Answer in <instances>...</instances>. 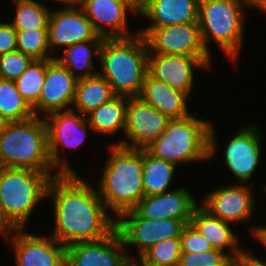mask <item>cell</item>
<instances>
[{
  "instance_id": "6da1fadb",
  "label": "cell",
  "mask_w": 266,
  "mask_h": 266,
  "mask_svg": "<svg viewBox=\"0 0 266 266\" xmlns=\"http://www.w3.org/2000/svg\"><path fill=\"white\" fill-rule=\"evenodd\" d=\"M48 197L52 200L55 225L50 236L65 247L100 240L116 227V219L108 214L97 187L78 173L52 177Z\"/></svg>"
},
{
  "instance_id": "7a4b0ae2",
  "label": "cell",
  "mask_w": 266,
  "mask_h": 266,
  "mask_svg": "<svg viewBox=\"0 0 266 266\" xmlns=\"http://www.w3.org/2000/svg\"><path fill=\"white\" fill-rule=\"evenodd\" d=\"M108 147L97 191L106 209L117 219L122 213L133 210L144 197L143 148L112 144Z\"/></svg>"
},
{
  "instance_id": "3957f363",
  "label": "cell",
  "mask_w": 266,
  "mask_h": 266,
  "mask_svg": "<svg viewBox=\"0 0 266 266\" xmlns=\"http://www.w3.org/2000/svg\"><path fill=\"white\" fill-rule=\"evenodd\" d=\"M192 113L181 119H171L146 149L155 157L175 166L211 160L218 149L212 121Z\"/></svg>"
},
{
  "instance_id": "277c9868",
  "label": "cell",
  "mask_w": 266,
  "mask_h": 266,
  "mask_svg": "<svg viewBox=\"0 0 266 266\" xmlns=\"http://www.w3.org/2000/svg\"><path fill=\"white\" fill-rule=\"evenodd\" d=\"M148 45L139 32L130 37L106 38L99 52L98 73L117 96L139 97L147 74Z\"/></svg>"
},
{
  "instance_id": "5b68a950",
  "label": "cell",
  "mask_w": 266,
  "mask_h": 266,
  "mask_svg": "<svg viewBox=\"0 0 266 266\" xmlns=\"http://www.w3.org/2000/svg\"><path fill=\"white\" fill-rule=\"evenodd\" d=\"M58 174L0 167V224L5 230L27 228L30 215L47 197L51 178Z\"/></svg>"
},
{
  "instance_id": "8992f818",
  "label": "cell",
  "mask_w": 266,
  "mask_h": 266,
  "mask_svg": "<svg viewBox=\"0 0 266 266\" xmlns=\"http://www.w3.org/2000/svg\"><path fill=\"white\" fill-rule=\"evenodd\" d=\"M0 167L58 173L50 162L44 117L6 123L0 134Z\"/></svg>"
},
{
  "instance_id": "52a82bcc",
  "label": "cell",
  "mask_w": 266,
  "mask_h": 266,
  "mask_svg": "<svg viewBox=\"0 0 266 266\" xmlns=\"http://www.w3.org/2000/svg\"><path fill=\"white\" fill-rule=\"evenodd\" d=\"M245 10L241 0H199V28L210 53L209 43L213 40L229 60L236 61L244 42Z\"/></svg>"
},
{
  "instance_id": "ba28073f",
  "label": "cell",
  "mask_w": 266,
  "mask_h": 266,
  "mask_svg": "<svg viewBox=\"0 0 266 266\" xmlns=\"http://www.w3.org/2000/svg\"><path fill=\"white\" fill-rule=\"evenodd\" d=\"M48 132L50 162L59 174H77L72 166L61 156L64 149L78 148L85 141L92 127L86 116L73 110L56 111L44 117Z\"/></svg>"
},
{
  "instance_id": "9c48e42d",
  "label": "cell",
  "mask_w": 266,
  "mask_h": 266,
  "mask_svg": "<svg viewBox=\"0 0 266 266\" xmlns=\"http://www.w3.org/2000/svg\"><path fill=\"white\" fill-rule=\"evenodd\" d=\"M138 32L145 37L152 54H178L196 58L212 56L203 43L198 22L144 27Z\"/></svg>"
},
{
  "instance_id": "30bf717a",
  "label": "cell",
  "mask_w": 266,
  "mask_h": 266,
  "mask_svg": "<svg viewBox=\"0 0 266 266\" xmlns=\"http://www.w3.org/2000/svg\"><path fill=\"white\" fill-rule=\"evenodd\" d=\"M185 225L177 219L141 218L134 210H130L116 219L115 228L121 235L126 251L134 246L140 257L151 246L172 237H180Z\"/></svg>"
},
{
  "instance_id": "8fae6325",
  "label": "cell",
  "mask_w": 266,
  "mask_h": 266,
  "mask_svg": "<svg viewBox=\"0 0 266 266\" xmlns=\"http://www.w3.org/2000/svg\"><path fill=\"white\" fill-rule=\"evenodd\" d=\"M4 238L11 239L15 266H66V247L50 235L30 234L26 228H14L6 230Z\"/></svg>"
},
{
  "instance_id": "7c38bea8",
  "label": "cell",
  "mask_w": 266,
  "mask_h": 266,
  "mask_svg": "<svg viewBox=\"0 0 266 266\" xmlns=\"http://www.w3.org/2000/svg\"><path fill=\"white\" fill-rule=\"evenodd\" d=\"M171 119L153 108L140 97H129L126 108L124 136L117 143L127 148L141 149L149 146Z\"/></svg>"
},
{
  "instance_id": "4fadbf2b",
  "label": "cell",
  "mask_w": 266,
  "mask_h": 266,
  "mask_svg": "<svg viewBox=\"0 0 266 266\" xmlns=\"http://www.w3.org/2000/svg\"><path fill=\"white\" fill-rule=\"evenodd\" d=\"M136 257L126 251L121 235L115 228L108 236L96 241L77 242L66 246V266H131Z\"/></svg>"
},
{
  "instance_id": "5bb4252c",
  "label": "cell",
  "mask_w": 266,
  "mask_h": 266,
  "mask_svg": "<svg viewBox=\"0 0 266 266\" xmlns=\"http://www.w3.org/2000/svg\"><path fill=\"white\" fill-rule=\"evenodd\" d=\"M254 184H229L205 195L200 204L213 216L230 222L236 226L238 223L253 219L255 209Z\"/></svg>"
},
{
  "instance_id": "9a60e30c",
  "label": "cell",
  "mask_w": 266,
  "mask_h": 266,
  "mask_svg": "<svg viewBox=\"0 0 266 266\" xmlns=\"http://www.w3.org/2000/svg\"><path fill=\"white\" fill-rule=\"evenodd\" d=\"M258 128L256 123L240 126L222 154L227 169L243 184L250 183L262 156V132Z\"/></svg>"
},
{
  "instance_id": "2e32d148",
  "label": "cell",
  "mask_w": 266,
  "mask_h": 266,
  "mask_svg": "<svg viewBox=\"0 0 266 266\" xmlns=\"http://www.w3.org/2000/svg\"><path fill=\"white\" fill-rule=\"evenodd\" d=\"M212 58H196L185 55L148 53L147 74L191 96L194 87V69H211Z\"/></svg>"
},
{
  "instance_id": "e0dca14e",
  "label": "cell",
  "mask_w": 266,
  "mask_h": 266,
  "mask_svg": "<svg viewBox=\"0 0 266 266\" xmlns=\"http://www.w3.org/2000/svg\"><path fill=\"white\" fill-rule=\"evenodd\" d=\"M48 44L52 49H63L75 43L103 38L97 34L81 6H64L51 10L48 21Z\"/></svg>"
},
{
  "instance_id": "ac0fdd59",
  "label": "cell",
  "mask_w": 266,
  "mask_h": 266,
  "mask_svg": "<svg viewBox=\"0 0 266 266\" xmlns=\"http://www.w3.org/2000/svg\"><path fill=\"white\" fill-rule=\"evenodd\" d=\"M77 82L57 59H47L43 88L38 103L32 108L34 116L45 117L52 112L70 110Z\"/></svg>"
},
{
  "instance_id": "d6986e66",
  "label": "cell",
  "mask_w": 266,
  "mask_h": 266,
  "mask_svg": "<svg viewBox=\"0 0 266 266\" xmlns=\"http://www.w3.org/2000/svg\"><path fill=\"white\" fill-rule=\"evenodd\" d=\"M97 34L106 38H124L135 34L130 32L127 16H138V12L124 0H86L81 6ZM134 32V34H133Z\"/></svg>"
},
{
  "instance_id": "ffe728a7",
  "label": "cell",
  "mask_w": 266,
  "mask_h": 266,
  "mask_svg": "<svg viewBox=\"0 0 266 266\" xmlns=\"http://www.w3.org/2000/svg\"><path fill=\"white\" fill-rule=\"evenodd\" d=\"M179 187L158 195L144 196L133 210L141 218L177 219L189 224L199 204L187 188Z\"/></svg>"
},
{
  "instance_id": "44dd1931",
  "label": "cell",
  "mask_w": 266,
  "mask_h": 266,
  "mask_svg": "<svg viewBox=\"0 0 266 266\" xmlns=\"http://www.w3.org/2000/svg\"><path fill=\"white\" fill-rule=\"evenodd\" d=\"M190 223L213 248L227 252L235 261L246 250L239 245L240 240L231 228L234 224L213 216L200 204L194 209Z\"/></svg>"
},
{
  "instance_id": "7402d4cb",
  "label": "cell",
  "mask_w": 266,
  "mask_h": 266,
  "mask_svg": "<svg viewBox=\"0 0 266 266\" xmlns=\"http://www.w3.org/2000/svg\"><path fill=\"white\" fill-rule=\"evenodd\" d=\"M199 0H146L138 13L150 23L147 27H162L198 22Z\"/></svg>"
},
{
  "instance_id": "603a6c76",
  "label": "cell",
  "mask_w": 266,
  "mask_h": 266,
  "mask_svg": "<svg viewBox=\"0 0 266 266\" xmlns=\"http://www.w3.org/2000/svg\"><path fill=\"white\" fill-rule=\"evenodd\" d=\"M139 97L170 119H181L191 115L187 106L189 96L168 84L146 74Z\"/></svg>"
},
{
  "instance_id": "cb8c5ba5",
  "label": "cell",
  "mask_w": 266,
  "mask_h": 266,
  "mask_svg": "<svg viewBox=\"0 0 266 266\" xmlns=\"http://www.w3.org/2000/svg\"><path fill=\"white\" fill-rule=\"evenodd\" d=\"M104 38L75 43L64 48L61 56L57 59L77 79H84L98 73L95 70L92 57L99 59V52Z\"/></svg>"
},
{
  "instance_id": "d4e9b609",
  "label": "cell",
  "mask_w": 266,
  "mask_h": 266,
  "mask_svg": "<svg viewBox=\"0 0 266 266\" xmlns=\"http://www.w3.org/2000/svg\"><path fill=\"white\" fill-rule=\"evenodd\" d=\"M128 98L116 95L110 101L88 113L86 118L93 133L109 137L120 131L124 134Z\"/></svg>"
},
{
  "instance_id": "484cf974",
  "label": "cell",
  "mask_w": 266,
  "mask_h": 266,
  "mask_svg": "<svg viewBox=\"0 0 266 266\" xmlns=\"http://www.w3.org/2000/svg\"><path fill=\"white\" fill-rule=\"evenodd\" d=\"M115 96L109 82L97 73L78 80L71 110L86 116Z\"/></svg>"
},
{
  "instance_id": "4316f807",
  "label": "cell",
  "mask_w": 266,
  "mask_h": 266,
  "mask_svg": "<svg viewBox=\"0 0 266 266\" xmlns=\"http://www.w3.org/2000/svg\"><path fill=\"white\" fill-rule=\"evenodd\" d=\"M177 166L155 157L143 148V188L144 196H152L169 191L176 175Z\"/></svg>"
},
{
  "instance_id": "83f0119b",
  "label": "cell",
  "mask_w": 266,
  "mask_h": 266,
  "mask_svg": "<svg viewBox=\"0 0 266 266\" xmlns=\"http://www.w3.org/2000/svg\"><path fill=\"white\" fill-rule=\"evenodd\" d=\"M0 116L7 122L24 121L34 116L13 80L0 78Z\"/></svg>"
},
{
  "instance_id": "f1b7e54d",
  "label": "cell",
  "mask_w": 266,
  "mask_h": 266,
  "mask_svg": "<svg viewBox=\"0 0 266 266\" xmlns=\"http://www.w3.org/2000/svg\"><path fill=\"white\" fill-rule=\"evenodd\" d=\"M15 8L13 21L9 22L15 30L47 28L51 10L37 0H12Z\"/></svg>"
},
{
  "instance_id": "f546056e",
  "label": "cell",
  "mask_w": 266,
  "mask_h": 266,
  "mask_svg": "<svg viewBox=\"0 0 266 266\" xmlns=\"http://www.w3.org/2000/svg\"><path fill=\"white\" fill-rule=\"evenodd\" d=\"M181 253V237H172L151 246L131 265L178 266Z\"/></svg>"
},
{
  "instance_id": "4dcf8cb0",
  "label": "cell",
  "mask_w": 266,
  "mask_h": 266,
  "mask_svg": "<svg viewBox=\"0 0 266 266\" xmlns=\"http://www.w3.org/2000/svg\"><path fill=\"white\" fill-rule=\"evenodd\" d=\"M46 76V60H33L15 81L19 93L33 108L39 101Z\"/></svg>"
},
{
  "instance_id": "1f68e13d",
  "label": "cell",
  "mask_w": 266,
  "mask_h": 266,
  "mask_svg": "<svg viewBox=\"0 0 266 266\" xmlns=\"http://www.w3.org/2000/svg\"><path fill=\"white\" fill-rule=\"evenodd\" d=\"M17 50L30 56L33 60H47L55 58L50 55L48 44V28L30 30H16Z\"/></svg>"
},
{
  "instance_id": "d6a6232c",
  "label": "cell",
  "mask_w": 266,
  "mask_h": 266,
  "mask_svg": "<svg viewBox=\"0 0 266 266\" xmlns=\"http://www.w3.org/2000/svg\"><path fill=\"white\" fill-rule=\"evenodd\" d=\"M235 260L222 250L213 248L202 253H181L178 266H231Z\"/></svg>"
},
{
  "instance_id": "836d02e7",
  "label": "cell",
  "mask_w": 266,
  "mask_h": 266,
  "mask_svg": "<svg viewBox=\"0 0 266 266\" xmlns=\"http://www.w3.org/2000/svg\"><path fill=\"white\" fill-rule=\"evenodd\" d=\"M32 61L30 56L18 50L0 55V78L16 80L25 72Z\"/></svg>"
},
{
  "instance_id": "e575fe53",
  "label": "cell",
  "mask_w": 266,
  "mask_h": 266,
  "mask_svg": "<svg viewBox=\"0 0 266 266\" xmlns=\"http://www.w3.org/2000/svg\"><path fill=\"white\" fill-rule=\"evenodd\" d=\"M180 237L182 253H202L213 249L191 223L184 226Z\"/></svg>"
},
{
  "instance_id": "d590c367",
  "label": "cell",
  "mask_w": 266,
  "mask_h": 266,
  "mask_svg": "<svg viewBox=\"0 0 266 266\" xmlns=\"http://www.w3.org/2000/svg\"><path fill=\"white\" fill-rule=\"evenodd\" d=\"M17 50L16 30L9 22H0V55Z\"/></svg>"
},
{
  "instance_id": "8d00e7d4",
  "label": "cell",
  "mask_w": 266,
  "mask_h": 266,
  "mask_svg": "<svg viewBox=\"0 0 266 266\" xmlns=\"http://www.w3.org/2000/svg\"><path fill=\"white\" fill-rule=\"evenodd\" d=\"M252 253V251L245 250L235 262L239 266H266V261H262V259L254 255L255 253Z\"/></svg>"
},
{
  "instance_id": "74e56055",
  "label": "cell",
  "mask_w": 266,
  "mask_h": 266,
  "mask_svg": "<svg viewBox=\"0 0 266 266\" xmlns=\"http://www.w3.org/2000/svg\"><path fill=\"white\" fill-rule=\"evenodd\" d=\"M246 9H260L266 13V0H241Z\"/></svg>"
},
{
  "instance_id": "f35d334b",
  "label": "cell",
  "mask_w": 266,
  "mask_h": 266,
  "mask_svg": "<svg viewBox=\"0 0 266 266\" xmlns=\"http://www.w3.org/2000/svg\"><path fill=\"white\" fill-rule=\"evenodd\" d=\"M130 4L138 13L142 10L146 0H124Z\"/></svg>"
},
{
  "instance_id": "ab89813d",
  "label": "cell",
  "mask_w": 266,
  "mask_h": 266,
  "mask_svg": "<svg viewBox=\"0 0 266 266\" xmlns=\"http://www.w3.org/2000/svg\"><path fill=\"white\" fill-rule=\"evenodd\" d=\"M58 1L60 4H65V6H82L86 0H54Z\"/></svg>"
},
{
  "instance_id": "60d3db41",
  "label": "cell",
  "mask_w": 266,
  "mask_h": 266,
  "mask_svg": "<svg viewBox=\"0 0 266 266\" xmlns=\"http://www.w3.org/2000/svg\"><path fill=\"white\" fill-rule=\"evenodd\" d=\"M265 191H266V187H265ZM250 229H251L250 230L251 231L250 234H252L251 236L253 237V239H256L258 234H259V232H260V230H266V226L263 227L261 225L260 226L259 225H257V226L254 225V227H251Z\"/></svg>"
},
{
  "instance_id": "b9f144b4",
  "label": "cell",
  "mask_w": 266,
  "mask_h": 266,
  "mask_svg": "<svg viewBox=\"0 0 266 266\" xmlns=\"http://www.w3.org/2000/svg\"><path fill=\"white\" fill-rule=\"evenodd\" d=\"M256 240L261 243L263 248L266 250V230H260Z\"/></svg>"
},
{
  "instance_id": "7bdbcfd3",
  "label": "cell",
  "mask_w": 266,
  "mask_h": 266,
  "mask_svg": "<svg viewBox=\"0 0 266 266\" xmlns=\"http://www.w3.org/2000/svg\"><path fill=\"white\" fill-rule=\"evenodd\" d=\"M7 121H5L1 116H0V134L2 133Z\"/></svg>"
},
{
  "instance_id": "ee69618b",
  "label": "cell",
  "mask_w": 266,
  "mask_h": 266,
  "mask_svg": "<svg viewBox=\"0 0 266 266\" xmlns=\"http://www.w3.org/2000/svg\"><path fill=\"white\" fill-rule=\"evenodd\" d=\"M5 232H6L5 228L0 224V234L2 237L5 236Z\"/></svg>"
},
{
  "instance_id": "f6af8a7d",
  "label": "cell",
  "mask_w": 266,
  "mask_h": 266,
  "mask_svg": "<svg viewBox=\"0 0 266 266\" xmlns=\"http://www.w3.org/2000/svg\"><path fill=\"white\" fill-rule=\"evenodd\" d=\"M131 266H155V265H131Z\"/></svg>"
},
{
  "instance_id": "bcb514c9",
  "label": "cell",
  "mask_w": 266,
  "mask_h": 266,
  "mask_svg": "<svg viewBox=\"0 0 266 266\" xmlns=\"http://www.w3.org/2000/svg\"><path fill=\"white\" fill-rule=\"evenodd\" d=\"M231 266H239V265L235 262Z\"/></svg>"
}]
</instances>
